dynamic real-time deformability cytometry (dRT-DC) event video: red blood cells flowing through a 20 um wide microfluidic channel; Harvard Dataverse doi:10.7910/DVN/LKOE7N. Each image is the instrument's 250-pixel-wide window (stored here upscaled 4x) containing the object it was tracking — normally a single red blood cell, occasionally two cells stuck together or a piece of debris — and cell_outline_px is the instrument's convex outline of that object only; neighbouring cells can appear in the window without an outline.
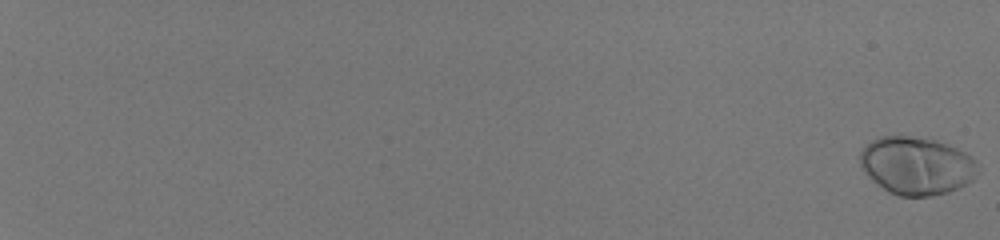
{"species": "human", "species_latin": "Homo sapiens", "temperature_condition": "room temperature", "stored_images_in_passage": 57, "camera_frame_rate_fps": 3000, "um_per_image_px": 0.085, "donor": {"sex": "male"}, "frame": {"image": 1, "passage_image": 1, "time_ms": 0.0, "image_size_px": [1000, 240], "cell_outline_px": [[980, 172], [972, 180], [948, 192], [932, 196], [900, 196], [888, 192], [872, 180], [868, 176], [860, 164], [860, 152], [872, 140], [880, 136], [908, 136], [936, 140], [956, 148], [972, 156], [980, 164]], "centroid_in_image_um": [77.94, 14.09], "position_along_channel_um": 7.1, "area_um2": 39.77}}
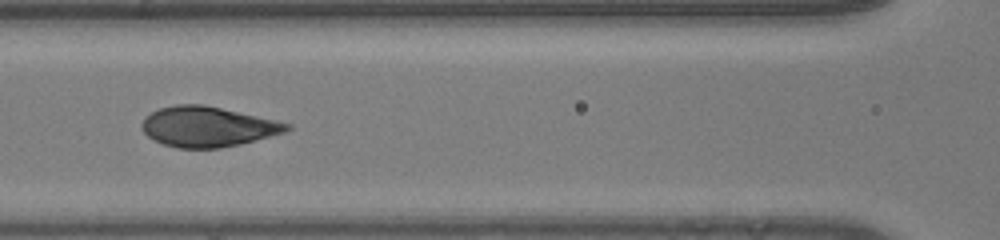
{"frame": {"image": 2, "passage_image": 33, "time_ms": 10.667, "image_size_px": [1000, 240], "cell_outline_px": [[292, 128], [284, 132], [240, 144], [220, 148], [176, 148], [164, 144], [148, 136], [144, 132], [140, 124], [144, 116], [160, 108], [176, 104], [204, 104], [292, 124]], "centroid_in_image_um": [17.62, 10.76], "position_along_channel_um": 149.0, "area_um2": 33.76}}
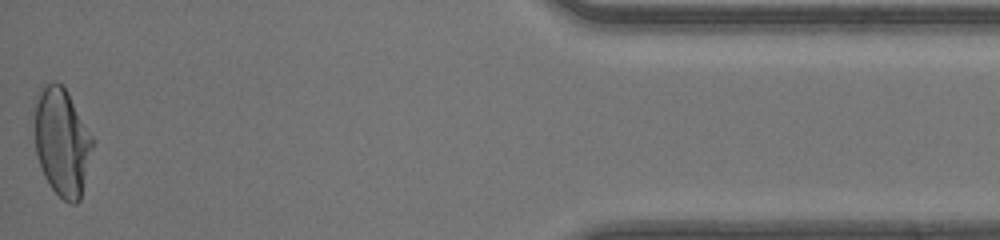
{"frame": {"image": 3, "passage_image": 57, "time_ms": 18.667, "image_size_px": [1000, 240], "cell_outline_px": [[96, 140], [80, 200], [76, 204], [68, 204], [48, 184], [44, 176], [36, 156], [36, 104], [40, 92], [44, 84], [52, 80], [56, 80], [64, 84]], "centroid_in_image_um": [5.33, 12.06], "position_along_channel_um": 429.9, "area_um2": 37.05}, "authors_computed_cell_mechanics": {"area_um2": 35.2002, "velocity_mm_per_s": 4.176, "shape_relaxation_time_tau1_ms": 3.3844, "shape_relaxation_time_tau2_ms": null, "deformation_change_tau1": 0.1917, "deformation_change_tau2": null}}